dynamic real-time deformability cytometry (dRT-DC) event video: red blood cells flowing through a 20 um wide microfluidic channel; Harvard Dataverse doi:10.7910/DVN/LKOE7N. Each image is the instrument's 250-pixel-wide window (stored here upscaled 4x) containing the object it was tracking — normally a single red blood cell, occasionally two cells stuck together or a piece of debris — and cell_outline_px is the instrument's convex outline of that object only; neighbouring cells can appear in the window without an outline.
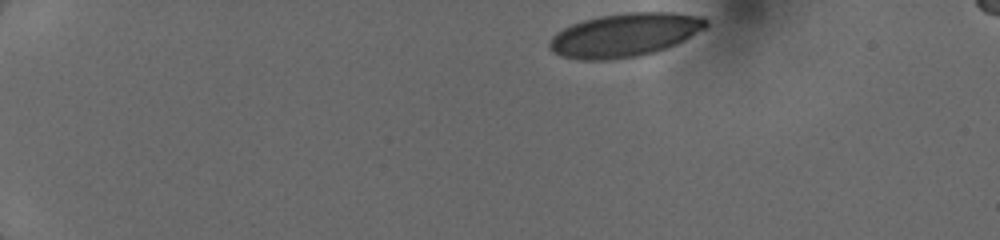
{"species": "human", "species_latin": "Homo sapiens", "temperature_condition": "cold", "stored_images_in_passage": 63, "camera_frame_rate_fps": 3000, "um_per_image_px": 0.085, "donor": {"sex": "female"}, "frame": {"image": 1, "passage_image": 1, "time_ms": 0.0, "image_size_px": [1000, 240], "cell_outline_px": [[708, 24], [704, 28], [684, 40], [676, 44], [652, 52], [636, 56], [608, 60], [580, 60], [564, 56], [548, 48], [548, 44], [552, 36], [556, 32], [572, 24], [584, 20], [600, 16], [624, 12], [672, 12], [704, 16], [708, 20]], "centroid_in_image_um": [53.11, 2.96], "position_along_channel_um": 31.9, "area_um2": 39.54}}
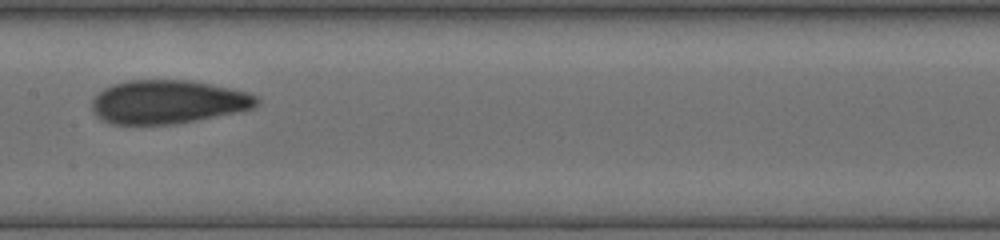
{"frame": {"image": 2, "passage_image": 24, "time_ms": 6.333, "image_size_px": [1000, 240], "cell_outline_px": [[260, 104], [252, 108], [236, 112], [172, 124], [112, 124], [96, 116], [92, 112], [92, 100], [104, 88], [112, 84], [128, 80], [192, 80], [232, 88], [248, 92], [256, 96], [260, 100]], "centroid_in_image_um": [14.27, 8.65], "position_along_channel_um": 193.1, "area_um2": 41.79}}
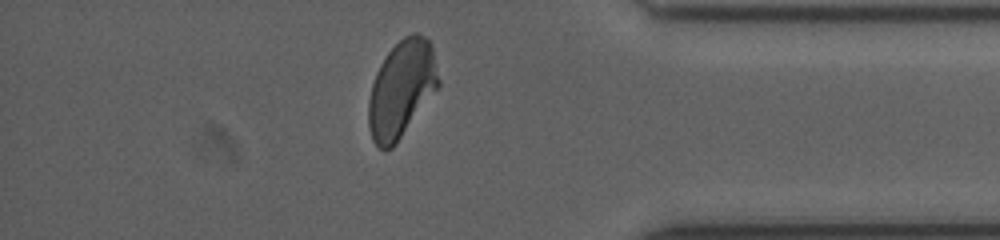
{"frame": {"image": 3, "passage_image": 52, "time_ms": 11.667, "image_size_px": [1000, 240], "cell_outline_px": [[440, 84], [396, 144], [392, 148], [384, 152], [372, 140], [368, 128], [368, 100], [372, 84], [376, 72], [380, 64], [388, 52], [404, 36], [412, 32], [416, 32], [424, 36], [428, 40], [432, 48], [440, 80]], "centroid_in_image_um": [34.11, 7.58], "position_along_channel_um": 401.1, "area_um2": 39.42}}